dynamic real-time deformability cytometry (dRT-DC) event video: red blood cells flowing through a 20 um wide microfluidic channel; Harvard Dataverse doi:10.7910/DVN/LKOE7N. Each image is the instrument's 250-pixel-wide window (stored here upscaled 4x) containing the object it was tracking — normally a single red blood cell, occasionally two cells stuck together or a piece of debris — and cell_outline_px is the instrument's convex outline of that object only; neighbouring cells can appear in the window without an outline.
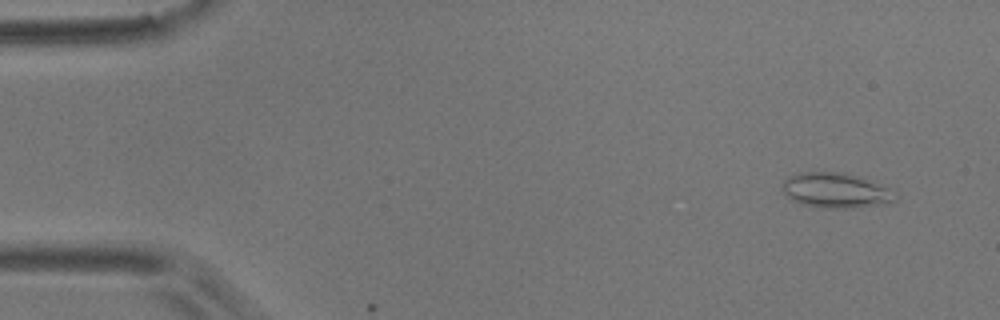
{"species": "common noctule bat (a hibernating species)", "species_latin": "Nyctalus noctula", "temperature_condition": "room temperature", "stored_images_in_passage": 9, "camera_frame_rate_fps": 3000, "um_per_image_px": 0.085, "animal": {"sex": "male", "body_mass_g": 17.9}, "frame": {"image": 1, "passage_image": 2, "time_ms": 1.0, "image_size_px": [1000, 320], "cell_outline_px": [[900, 196], [896, 200], [888, 204], [852, 208], [824, 208], [800, 204], [784, 196], [784, 180], [788, 176], [800, 172], [844, 172], [856, 176], [888, 188]], "centroid_in_image_um": [71.05, 16.2], "position_along_channel_um": 14.0, "area_um2": 23.18}}
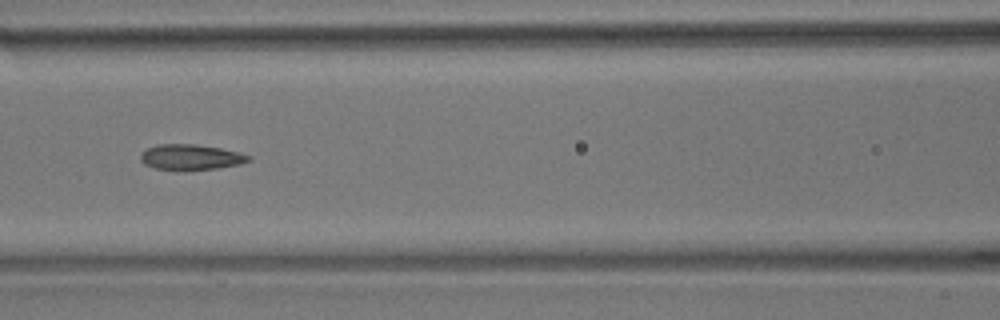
{"frame": {"image": 2, "passage_image": 8, "time_ms": 8.0, "image_size_px": [1000, 320], "cell_outline_px": [[252, 160], [240, 164], [216, 168], [156, 168], [144, 164], [140, 160], [140, 156], [148, 148], [156, 144], [196, 144], [220, 148], [252, 156]], "centroid_in_image_um": [16.24, 13.32], "position_along_channel_um": 150.4, "area_um2": 15.43}}
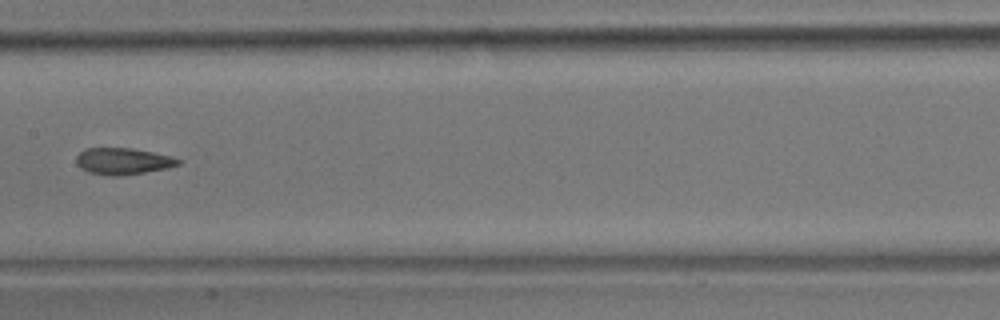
{"frame": {"image": 3, "passage_image": 9, "time_ms": 9.333, "image_size_px": [1000, 320], "cell_outline_px": [[184, 160], [180, 164], [168, 168], [120, 176], [112, 176], [88, 172], [80, 168], [76, 164], [76, 156], [84, 148], [132, 148], [172, 156]], "centroid_in_image_um": [10.46, 13.7], "position_along_channel_um": 196.9, "area_um2": 15.95}}